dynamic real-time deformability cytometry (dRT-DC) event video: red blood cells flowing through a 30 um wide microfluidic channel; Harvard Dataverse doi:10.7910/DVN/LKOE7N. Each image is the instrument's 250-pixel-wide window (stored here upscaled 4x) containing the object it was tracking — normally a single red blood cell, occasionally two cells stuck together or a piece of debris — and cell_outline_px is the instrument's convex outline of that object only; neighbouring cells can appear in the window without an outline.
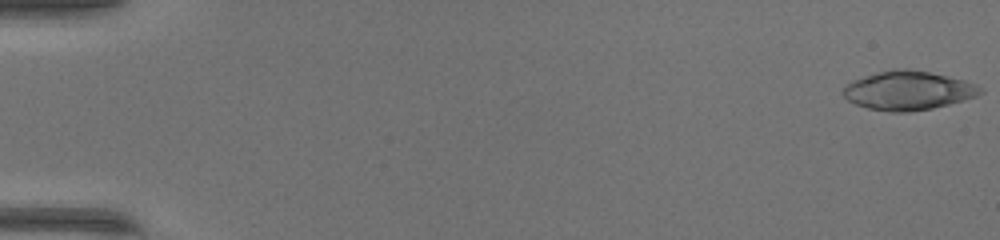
{"species": "common noctule bat (a hibernating species)", "species_latin": "Nyctalus noctula", "temperature_condition": "warm", "stored_images_in_passage": 50, "camera_frame_rate_fps": 3000, "um_per_image_px": 0.085, "animal": {"sex": "female", "body_mass_g": 17.0, "forearm_length_mm": 48.0}, "frame": {"image": 1, "passage_image": 1, "time_ms": 0.0, "image_size_px": [1000, 240], "cell_outline_px": [[984, 92], [976, 96], [964, 100], [932, 108], [908, 112], [892, 112], [868, 108], [856, 104], [848, 100], [840, 92], [852, 80], [864, 76], [892, 68], [908, 68], [928, 72], [964, 80], [976, 84], [984, 88]], "centroid_in_image_um": [77.19, 7.69], "position_along_channel_um": 7.8, "area_um2": 31.1}}
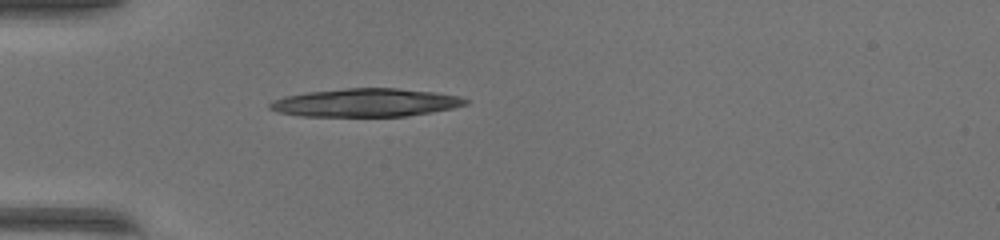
{"frame": {"image": 2, "passage_image": 16, "time_ms": 5.0, "image_size_px": [1000, 240], "cell_outline_px": [[468, 104], [452, 108], [432, 112], [408, 116], [300, 116], [276, 112], [268, 108], [268, 104], [272, 100], [284, 96], [308, 92], [344, 88], [396, 88], [436, 92], [460, 96], [468, 100]], "centroid_in_image_um": [31.07, 8.72], "position_along_channel_um": 53.9, "area_um2": 32.37}}